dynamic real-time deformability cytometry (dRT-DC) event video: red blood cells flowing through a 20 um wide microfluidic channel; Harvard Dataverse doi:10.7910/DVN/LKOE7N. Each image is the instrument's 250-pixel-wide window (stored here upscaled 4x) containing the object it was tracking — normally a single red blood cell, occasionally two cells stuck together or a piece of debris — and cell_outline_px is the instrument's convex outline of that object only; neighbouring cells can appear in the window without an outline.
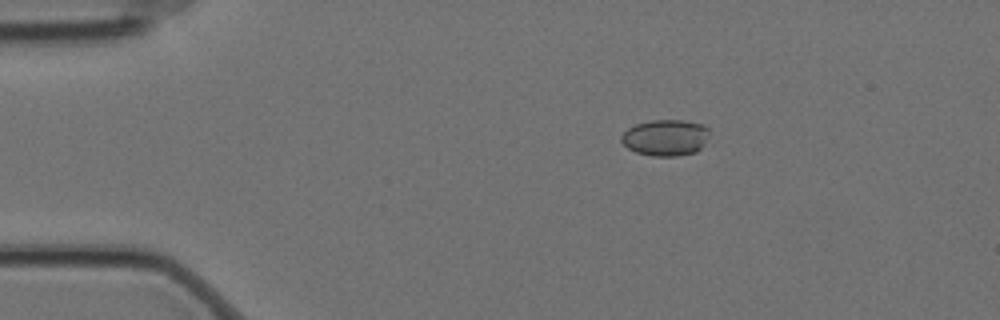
{"species": "Egyptian fruit bat (a non-hibernating species)", "species_latin": "Rousettus aegyptiacus", "temperature_condition": "cold", "stored_images_in_passage": 4, "camera_frame_rate_fps": 3000, "um_per_image_px": 0.085, "animal": {"sex": "female"}, "frame": {"image": 1, "passage_image": 3, "time_ms": 0.667, "image_size_px": [1000, 320], "cell_outline_px": [[708, 136], [704, 144], [696, 152], [676, 156], [652, 156], [636, 152], [628, 148], [620, 140], [620, 136], [628, 128], [636, 124], [652, 120], [684, 120], [704, 124], [708, 128]], "centroid_in_image_um": [56.57, 11.69], "position_along_channel_um": 28.4, "area_um2": 18.67}}
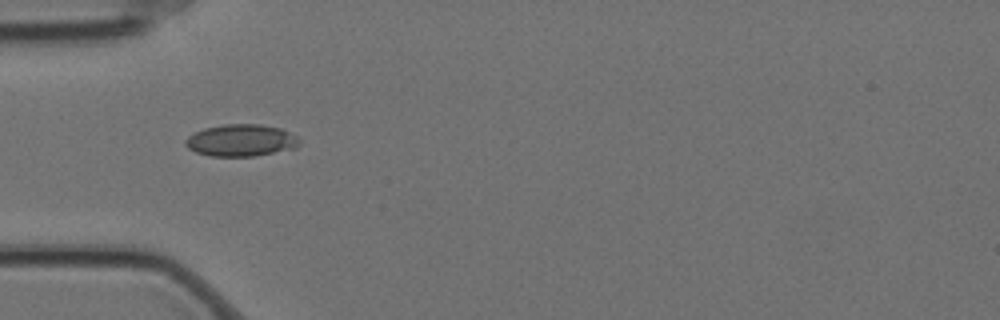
{"frame": {"image": 2, "passage_image": 4, "time_ms": 1.0, "image_size_px": [1000, 320], "cell_outline_px": [[300, 144], [296, 148], [256, 156], [212, 156], [196, 152], [188, 148], [184, 144], [184, 140], [188, 136], [204, 128], [224, 124], [260, 124], [280, 128], [296, 136], [300, 140]], "centroid_in_image_um": [20.49, 11.93], "position_along_channel_um": 64.5, "area_um2": 21.27}}